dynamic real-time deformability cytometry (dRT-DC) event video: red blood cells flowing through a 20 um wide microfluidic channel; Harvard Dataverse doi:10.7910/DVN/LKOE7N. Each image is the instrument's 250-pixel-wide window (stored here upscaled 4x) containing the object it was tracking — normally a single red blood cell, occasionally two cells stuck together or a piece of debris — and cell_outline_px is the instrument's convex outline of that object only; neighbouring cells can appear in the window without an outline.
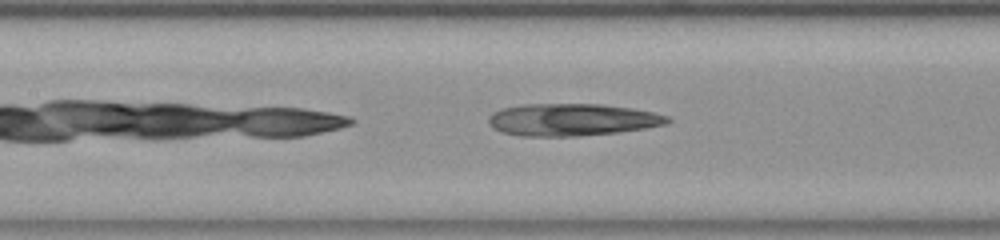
{"species": "common noctule bat (a hibernating species)", "species_latin": "Nyctalus noctula", "temperature_condition": "room temperature", "stored_images_in_passage": 34, "camera_frame_rate_fps": 3000, "um_per_image_px": 0.085, "animal": {"sex": "female", "body_mass_g": 23.0, "forearm_length_mm": 53.4}, "frame": {"image": 1, "passage_image": 10, "time_ms": 3.0, "image_size_px": [1000, 240], "cell_outline_px": [[672, 120], [668, 124], [644, 128], [616, 132], [576, 136], [520, 136], [504, 132], [492, 128], [488, 124], [488, 116], [492, 112], [500, 108], [524, 104], [604, 104], [632, 108], [652, 112], [668, 116]], "centroid_in_image_um": [48.59, 10.17], "position_along_channel_um": 158.8, "area_um2": 33.76}}
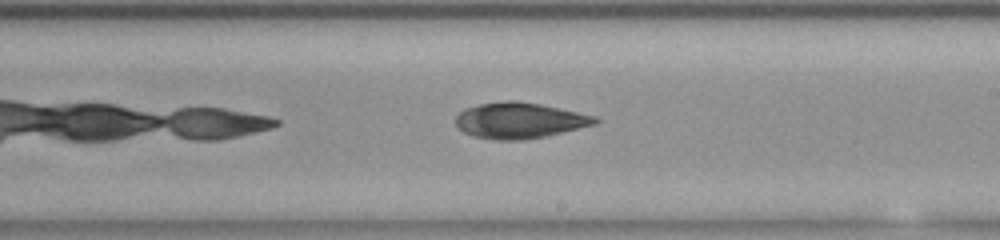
{"frame": {"image": 2, "passage_image": 17, "time_ms": 5.333, "image_size_px": [1000, 240], "cell_outline_px": [[600, 120], [596, 124], [548, 136], [520, 140], [496, 140], [472, 136], [464, 132], [456, 124], [456, 116], [464, 108], [480, 104], [504, 100], [516, 100], [540, 104], [596, 116]], "centroid_in_image_um": [44.16, 10.24], "position_along_channel_um": 244.8, "area_um2": 29.19}}
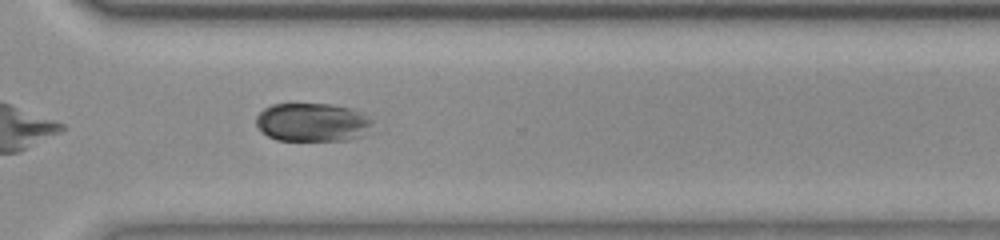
{"frame": {"image": 3, "passage_image": 25, "time_ms": 8.0, "image_size_px": [1000, 240], "cell_outline_px": [[376, 132], [364, 136], [344, 140], [276, 140], [268, 136], [256, 124], [256, 116], [264, 108], [272, 104], [332, 104], [352, 108], [360, 112], [372, 120]], "centroid_in_image_um": [26.64, 10.4], "position_along_channel_um": 344.0, "area_um2": 26.53}}